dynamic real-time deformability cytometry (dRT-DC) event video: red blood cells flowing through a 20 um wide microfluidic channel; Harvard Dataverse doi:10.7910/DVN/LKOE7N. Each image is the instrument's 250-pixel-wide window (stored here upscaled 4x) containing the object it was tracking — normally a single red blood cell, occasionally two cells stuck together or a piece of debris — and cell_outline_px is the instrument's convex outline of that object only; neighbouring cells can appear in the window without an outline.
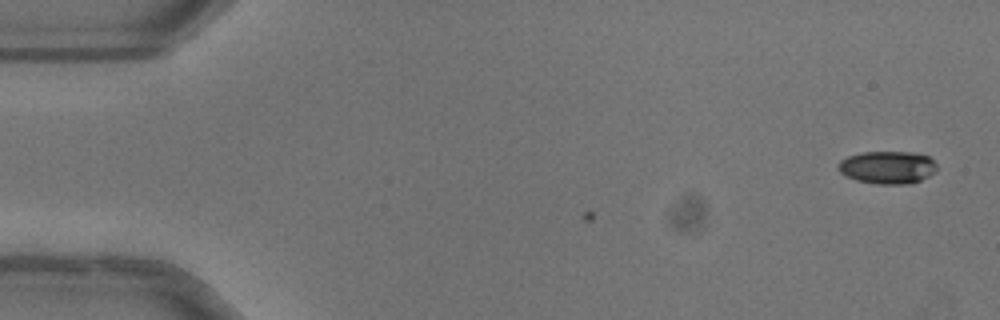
{"species": "common noctule bat (a hibernating species)", "species_latin": "Nyctalus noctula", "temperature_condition": "warm", "stored_images_in_passage": 5, "camera_frame_rate_fps": 3000, "um_per_image_px": 0.085, "animal": {"sex": "female"}, "frame": {"image": 1, "passage_image": 1, "time_ms": 0.0, "image_size_px": [1000, 320], "cell_outline_px": [[936, 168], [928, 176], [920, 180], [908, 184], [876, 184], [856, 180], [840, 172], [836, 168], [836, 164], [840, 160], [848, 156], [860, 152], [912, 152], [928, 156], [936, 164]], "centroid_in_image_um": [75.38, 14.22], "position_along_channel_um": 9.6, "area_um2": 18.79}}